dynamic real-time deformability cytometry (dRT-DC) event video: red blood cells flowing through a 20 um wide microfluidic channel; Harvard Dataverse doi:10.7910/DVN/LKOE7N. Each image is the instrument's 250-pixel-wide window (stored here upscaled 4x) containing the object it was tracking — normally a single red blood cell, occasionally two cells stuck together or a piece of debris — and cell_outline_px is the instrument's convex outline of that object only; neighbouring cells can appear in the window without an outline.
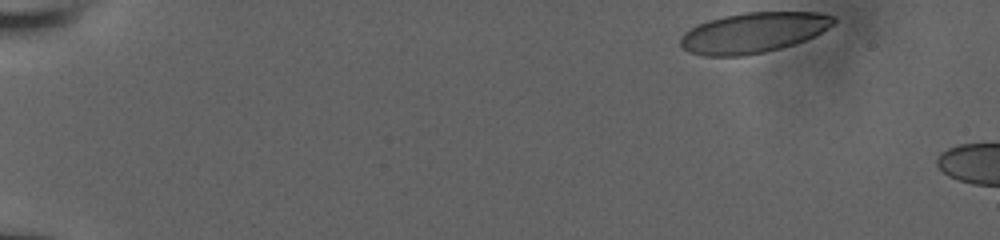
{"species": "human", "species_latin": "Homo sapiens", "temperature_condition": "room temperature", "stored_images_in_passage": 7, "camera_frame_rate_fps": 3000, "um_per_image_px": 0.085, "donor": {"sex": "male"}, "frame": {"image": 1, "passage_image": 1, "time_ms": 0.0, "image_size_px": [1000, 240], "cell_outline_px": [[836, 20], [828, 28], [804, 40], [780, 48], [764, 52], [740, 56], [704, 56], [688, 52], [680, 44], [680, 36], [684, 32], [708, 20], [724, 16], [744, 12], [820, 12], [836, 16]], "centroid_in_image_um": [64.02, 2.77], "position_along_channel_um": 21.0, "area_um2": 35.84}}